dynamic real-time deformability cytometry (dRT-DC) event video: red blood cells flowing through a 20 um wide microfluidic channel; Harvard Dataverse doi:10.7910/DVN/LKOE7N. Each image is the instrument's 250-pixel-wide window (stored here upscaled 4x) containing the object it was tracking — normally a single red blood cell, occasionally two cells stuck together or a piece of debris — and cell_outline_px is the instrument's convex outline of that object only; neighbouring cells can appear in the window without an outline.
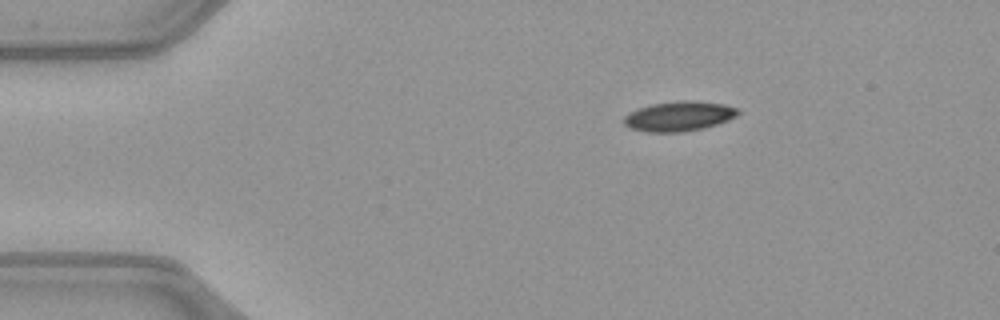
{"species": "common noctule bat (a hibernating species)", "species_latin": "Nyctalus noctula", "temperature_condition": "warm", "stored_images_in_passage": 43, "camera_frame_rate_fps": 3000, "um_per_image_px": 0.085, "animal": {"sex": "female", "body_mass_g": 21.9}, "frame": {"image": 1, "passage_image": 1, "time_ms": 0.0, "image_size_px": [1000, 320], "cell_outline_px": [[740, 112], [736, 116], [728, 120], [704, 128], [680, 132], [648, 132], [632, 128], [624, 124], [620, 120], [624, 116], [636, 108], [652, 104], [724, 104], [736, 108]], "centroid_in_image_um": [57.63, 9.94], "position_along_channel_um": 27.4, "area_um2": 18.67}}
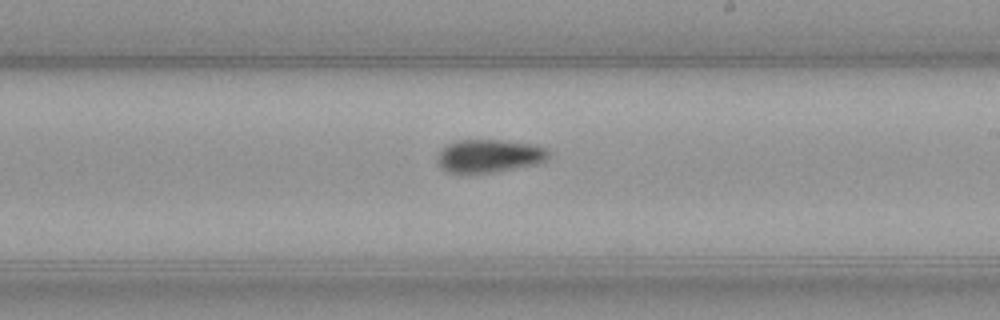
{"frame": {"image": 2, "passage_image": 22, "time_ms": 7.0, "image_size_px": [1000, 320], "cell_outline_px": [[548, 156], [544, 160], [536, 164], [492, 172], [448, 172], [440, 168], [436, 164], [436, 156], [440, 148], [456, 140], [504, 140], [532, 144], [544, 148], [548, 152]], "centroid_in_image_um": [41.49, 13.24], "position_along_channel_um": 247.5, "area_um2": 21.33}}
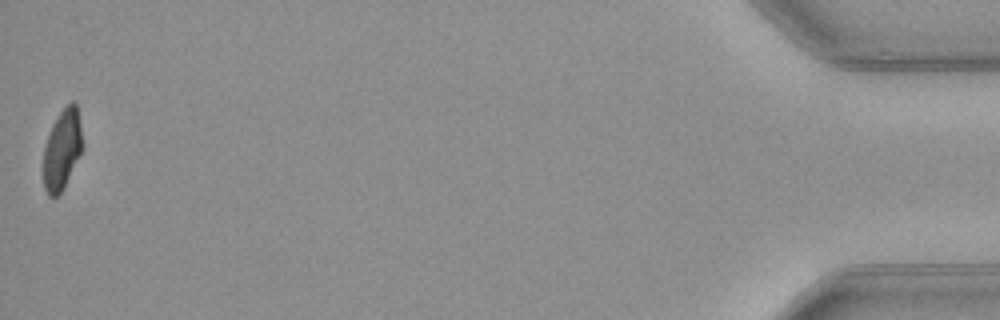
{"frame": {"image": 3, "passage_image": 43, "time_ms": 14.0, "image_size_px": [1000, 320], "cell_outline_px": [[84, 144], [64, 188], [56, 196], [48, 196], [44, 188], [44, 148], [52, 124], [60, 112], [72, 100], [76, 104]], "centroid_in_image_um": [5.29, 12.7], "position_along_channel_um": 429.9, "area_um2": 17.98}, "authors_computed_cell_mechanics": {"area_um2": 20.9814, "velocity_mm_per_s": 4.0518, "shape_relaxation_time_tau1_ms": 6.5011, "shape_relaxation_time_tau2_ms": null, "deformation_change_tau1": 0.1657, "deformation_change_tau2": null}}